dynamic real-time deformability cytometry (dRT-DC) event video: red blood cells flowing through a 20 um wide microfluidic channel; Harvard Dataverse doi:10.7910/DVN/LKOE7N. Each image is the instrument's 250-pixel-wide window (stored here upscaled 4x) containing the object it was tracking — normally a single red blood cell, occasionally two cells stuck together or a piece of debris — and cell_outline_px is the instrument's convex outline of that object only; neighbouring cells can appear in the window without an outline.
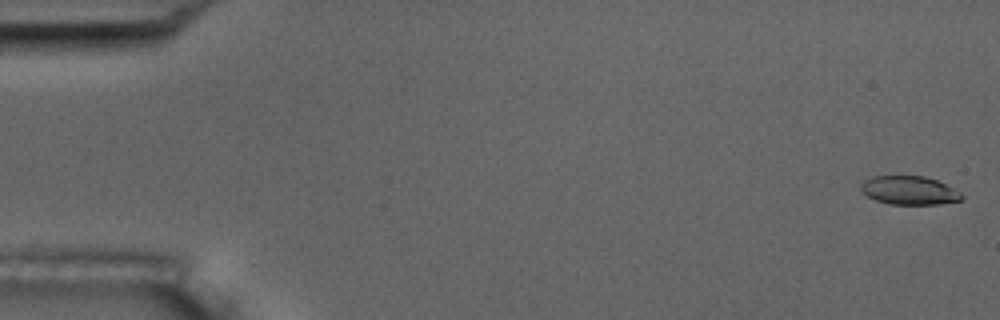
{"species": "common noctule bat (a hibernating species)", "species_latin": "Nyctalus noctula", "temperature_condition": "room temperature", "stored_images_in_passage": 7, "camera_frame_rate_fps": 3000, "um_per_image_px": 0.085, "animal": {"sex": "male", "body_mass_g": 17.5, "forearm_length_mm": 52.3}, "frame": {"image": 1, "passage_image": 1, "time_ms": 0.0, "image_size_px": [1000, 320], "cell_outline_px": [[964, 196], [960, 200], [936, 204], [888, 204], [876, 200], [860, 192], [860, 184], [864, 180], [872, 176], [924, 176], [936, 180], [960, 192]], "centroid_in_image_um": [77.23, 16.18], "position_along_channel_um": 7.8, "area_um2": 16.7}}
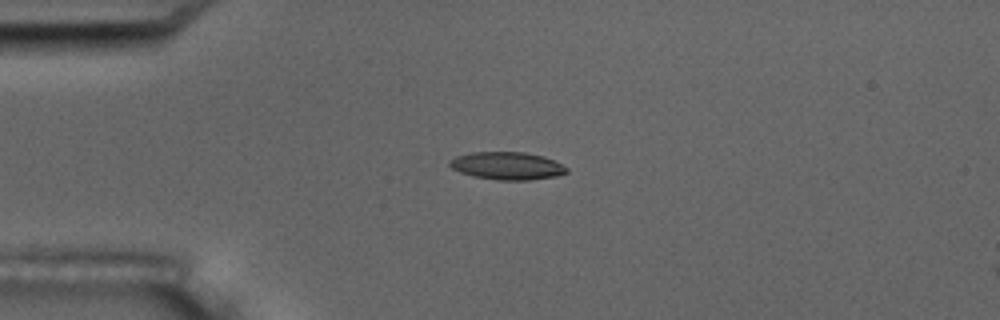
{"frame": {"image": 2, "passage_image": 4, "time_ms": 4.333, "image_size_px": [1000, 320], "cell_outline_px": [[568, 172], [556, 176], [528, 180], [500, 180], [472, 176], [460, 172], [452, 168], [448, 164], [448, 160], [456, 156], [472, 152], [524, 152], [544, 156], [568, 168]], "centroid_in_image_um": [43.08, 14.09], "position_along_channel_um": 41.9, "area_um2": 18.84}}